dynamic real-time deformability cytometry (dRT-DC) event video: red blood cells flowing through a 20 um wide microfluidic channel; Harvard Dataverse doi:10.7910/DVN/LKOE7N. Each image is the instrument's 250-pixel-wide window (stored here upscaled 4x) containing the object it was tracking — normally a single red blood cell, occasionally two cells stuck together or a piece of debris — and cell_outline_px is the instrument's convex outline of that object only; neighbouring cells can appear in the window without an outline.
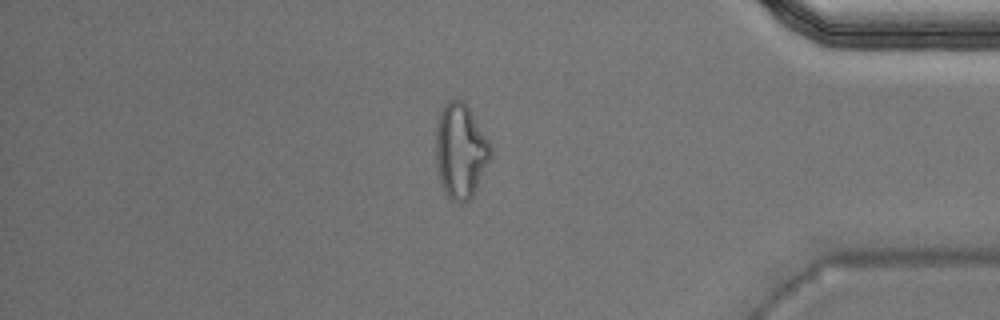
{"species": "Egyptian fruit bat (a non-hibernating species)", "species_latin": "Rousettus aegyptiacus", "temperature_condition": "warm", "stored_images_in_passage": 36, "camera_frame_rate_fps": 3000, "um_per_image_px": 0.085, "animal": {"sex": "male"}, "frame": {"image": 1, "passage_image": 31, "time_ms": 10.0, "image_size_px": [1000, 320], "cell_outline_px": [[492, 156], [472, 196], [464, 204], [460, 204], [452, 200], [444, 192], [440, 180], [436, 164], [436, 128], [440, 108], [448, 100], [464, 100], [492, 144]], "centroid_in_image_um": [39.15, 12.81], "position_along_channel_um": 396.0, "area_um2": 30.58}, "authors_computed_cell_mechanics": {"area_um2": 21.8484, "velocity_mm_per_s": 4.0318, "shape_relaxation_time_tau1_ms": null, "shape_relaxation_time_tau2_ms": 1.8103, "deformation_change_tau1": null, "deformation_change_tau2": 0.1135}}